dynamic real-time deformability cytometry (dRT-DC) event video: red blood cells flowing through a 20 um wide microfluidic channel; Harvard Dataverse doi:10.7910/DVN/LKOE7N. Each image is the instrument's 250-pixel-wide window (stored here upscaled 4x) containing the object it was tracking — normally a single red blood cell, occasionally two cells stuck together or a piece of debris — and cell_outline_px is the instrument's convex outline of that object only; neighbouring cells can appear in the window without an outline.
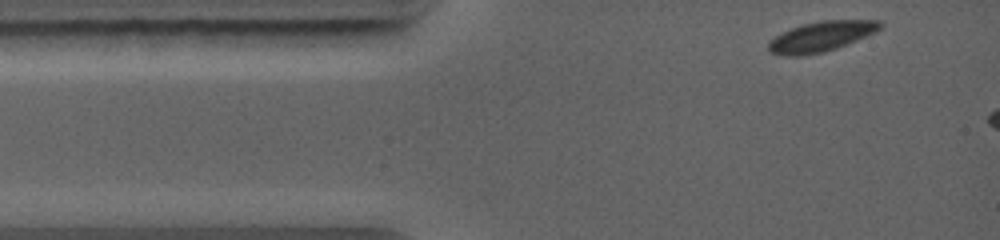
{"species": "common noctule bat (a hibernating species)", "species_latin": "Nyctalus noctula", "temperature_condition": "warm", "stored_images_in_passage": 4, "camera_frame_rate_fps": 5000, "um_per_image_px": 0.085, "animal": {"sex": "female", "body_mass_g": 19.0, "forearm_length_mm": 56.7}, "frame": {"image": 1, "passage_image": 1, "time_ms": 0.0, "image_size_px": [1000, 240], "cell_outline_px": [[884, 24], [880, 28], [856, 40], [836, 48], [820, 52], [800, 56], [788, 56], [768, 52], [768, 40], [800, 24], [820, 20], [880, 20]], "centroid_in_image_um": [69.75, 3.09], "position_along_channel_um": 15.2, "area_um2": 19.36}}